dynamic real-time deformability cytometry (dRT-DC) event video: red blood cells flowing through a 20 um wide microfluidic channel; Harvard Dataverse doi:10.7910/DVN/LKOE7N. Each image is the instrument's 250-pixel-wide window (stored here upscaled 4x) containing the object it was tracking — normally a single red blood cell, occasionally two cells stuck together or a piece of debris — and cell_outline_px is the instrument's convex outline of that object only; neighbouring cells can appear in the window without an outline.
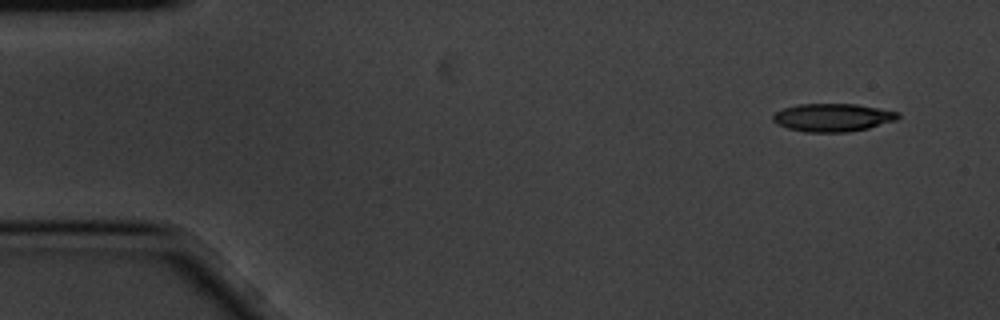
{"species": "common noctule bat (a hibernating species)", "species_latin": "Nyctalus noctula", "temperature_condition": "cold", "stored_images_in_passage": 5, "camera_frame_rate_fps": 3000, "um_per_image_px": 0.085, "animal": {"sex": "male", "body_mass_g": 20.1, "forearm_length_mm": 53.5}, "frame": {"image": 1, "passage_image": 1, "time_ms": 0.0, "image_size_px": [1000, 320], "cell_outline_px": [[900, 116], [896, 120], [868, 128], [848, 132], [804, 132], [788, 128], [776, 124], [772, 120], [772, 116], [776, 112], [784, 108], [800, 104], [856, 104], [900, 112]], "centroid_in_image_um": [70.77, 9.99], "position_along_channel_um": 14.2, "area_um2": 20.4}}
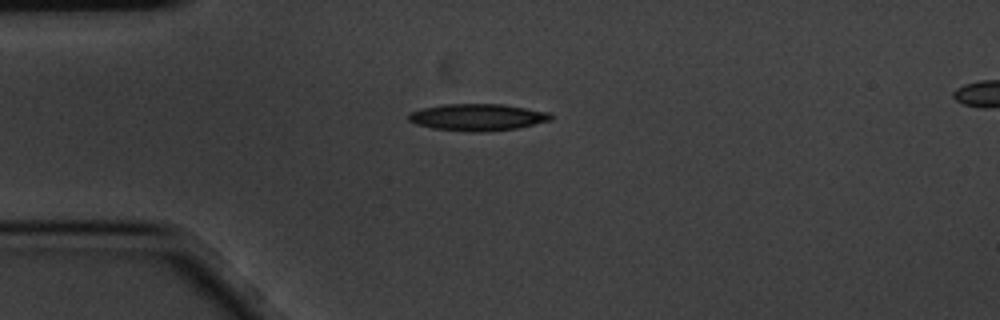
{"frame": {"image": 2, "passage_image": 4, "time_ms": 1.0, "image_size_px": [1000, 320], "cell_outline_px": [[552, 120], [516, 128], [480, 132], [472, 132], [432, 128], [416, 124], [408, 120], [408, 112], [420, 108], [444, 104], [504, 104], [552, 112]], "centroid_in_image_um": [40.58, 9.95], "position_along_channel_um": 44.4, "area_um2": 22.43}}